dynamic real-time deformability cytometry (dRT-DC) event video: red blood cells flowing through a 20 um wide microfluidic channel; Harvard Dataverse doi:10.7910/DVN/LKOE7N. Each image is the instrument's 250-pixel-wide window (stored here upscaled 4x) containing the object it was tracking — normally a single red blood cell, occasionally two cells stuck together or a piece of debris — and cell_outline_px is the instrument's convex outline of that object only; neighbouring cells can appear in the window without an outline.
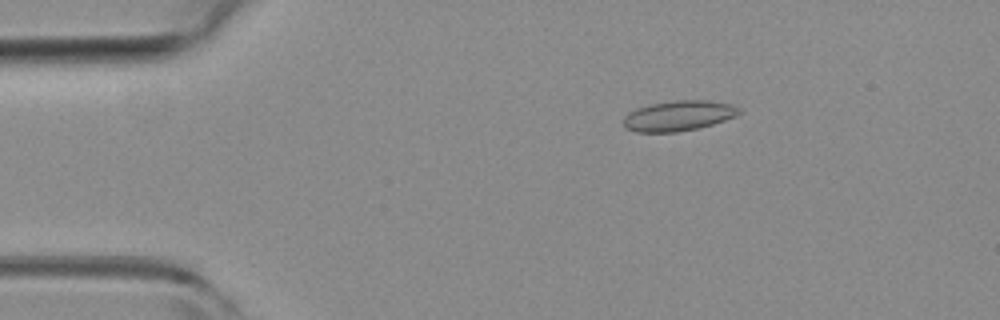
{"species": "common noctule bat (a hibernating species)", "species_latin": "Nyctalus noctula", "temperature_condition": "room temperature", "stored_images_in_passage": 5, "camera_frame_rate_fps": 3000, "um_per_image_px": 0.085, "animal": {"sex": "female", "body_mass_g": 19.3, "forearm_length_mm": 54.1}, "frame": {"image": 1, "passage_image": 3, "time_ms": 0.667, "image_size_px": [1000, 320], "cell_outline_px": [[744, 112], [736, 116], [700, 128], [676, 132], [636, 132], [624, 128], [624, 116], [628, 112], [636, 108], [652, 104], [676, 100], [708, 100], [732, 104], [740, 108]], "centroid_in_image_um": [57.69, 9.84], "position_along_channel_um": 27.3, "area_um2": 20.58}}
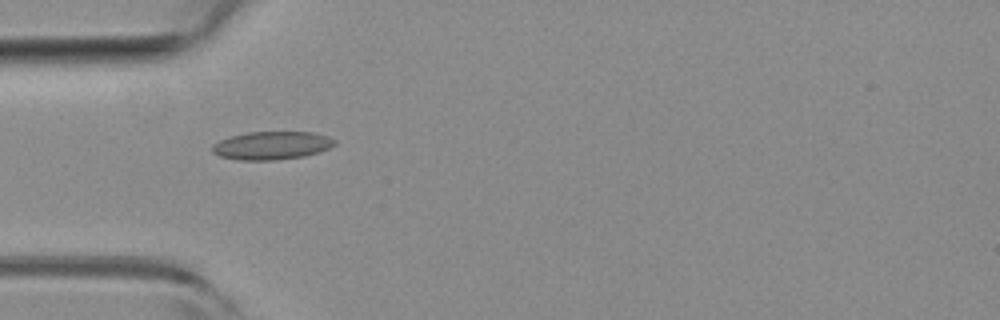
{"frame": {"image": 2, "passage_image": 4, "time_ms": 1.0, "image_size_px": [1000, 320], "cell_outline_px": [[336, 144], [320, 152], [304, 156], [276, 160], [240, 160], [220, 156], [212, 152], [212, 144], [228, 136], [248, 132], [312, 132], [328, 136], [336, 140]], "centroid_in_image_um": [23.09, 12.36], "position_along_channel_um": 61.9, "area_um2": 20.17}}
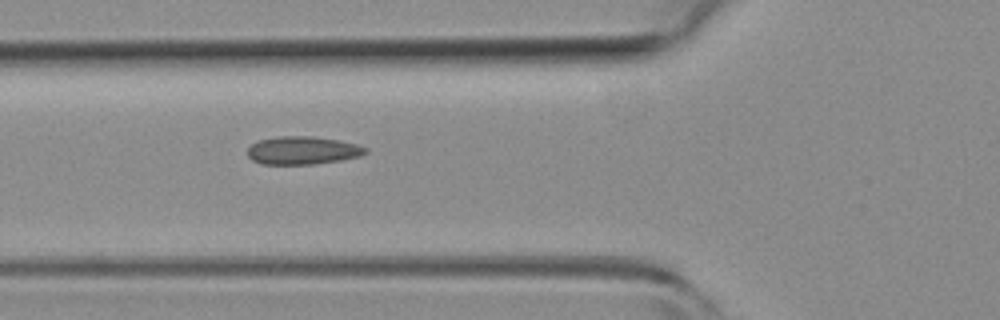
{"frame": {"image": 3, "passage_image": 5, "time_ms": 1.333, "image_size_px": [1000, 320], "cell_outline_px": [[368, 152], [360, 156], [340, 160], [312, 164], [264, 164], [252, 160], [248, 156], [248, 148], [256, 140], [276, 136], [312, 136], [340, 140], [356, 144], [368, 148]], "centroid_in_image_um": [25.72, 12.77], "position_along_channel_um": 100.1, "area_um2": 19.36}}